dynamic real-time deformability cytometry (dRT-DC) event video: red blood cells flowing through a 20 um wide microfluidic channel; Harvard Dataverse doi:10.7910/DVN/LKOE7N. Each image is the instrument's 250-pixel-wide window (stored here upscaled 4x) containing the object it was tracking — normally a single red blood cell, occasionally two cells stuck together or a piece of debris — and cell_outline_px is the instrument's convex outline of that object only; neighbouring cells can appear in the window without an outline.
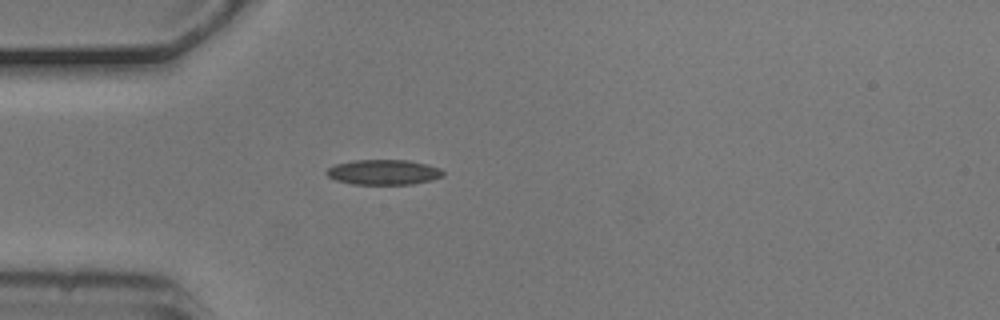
{"species": "common noctule bat (a hibernating species)", "species_latin": "Nyctalus noctula", "temperature_condition": "cold", "stored_images_in_passage": 1, "camera_frame_rate_fps": 3000, "um_per_image_px": 0.085, "animal": {"sex": "male", "body_mass_g": 20.5, "forearm_length_mm": 52.5}, "frame": {"image": 1, "passage_image": 1, "time_ms": 0.0, "image_size_px": [1000, 320], "cell_outline_px": [[444, 176], [432, 180], [412, 184], [352, 184], [336, 180], [328, 176], [324, 172], [328, 168], [336, 164], [356, 160], [408, 160], [428, 164], [440, 168], [444, 172]], "centroid_in_image_um": [32.63, 14.63], "position_along_channel_um": 52.4, "area_um2": 17.11}}